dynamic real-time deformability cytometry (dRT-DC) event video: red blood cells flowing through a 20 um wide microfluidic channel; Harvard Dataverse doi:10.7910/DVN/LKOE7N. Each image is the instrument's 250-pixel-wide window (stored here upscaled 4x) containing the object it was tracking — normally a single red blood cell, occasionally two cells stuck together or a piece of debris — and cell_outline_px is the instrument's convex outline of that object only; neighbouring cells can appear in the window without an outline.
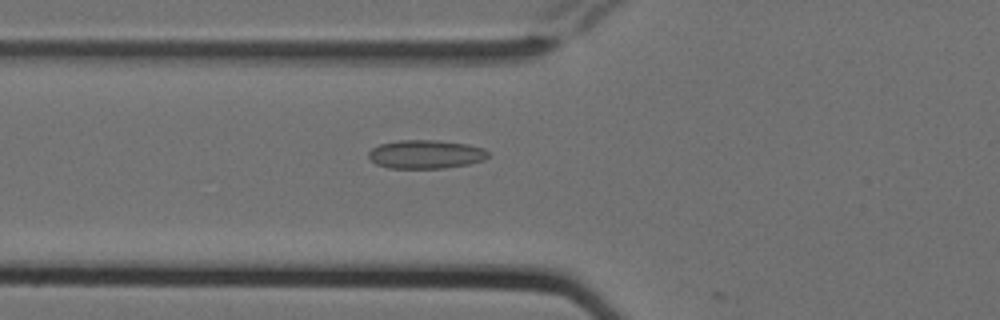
{"species": "Egyptian fruit bat (a non-hibernating species)", "species_latin": "Rousettus aegyptiacus", "temperature_condition": "cold", "stored_images_in_passage": 4, "camera_frame_rate_fps": 3000, "um_per_image_px": 0.085, "animal": {"sex": "female"}, "frame": {"image": 1, "passage_image": 3, "time_ms": 0.667, "image_size_px": [1000, 320], "cell_outline_px": [[488, 156], [484, 160], [468, 164], [444, 168], [388, 168], [376, 164], [368, 156], [368, 152], [372, 148], [380, 144], [400, 140], [436, 140], [468, 144], [484, 148], [488, 152]], "centroid_in_image_um": [36.19, 13.11], "position_along_channel_um": 89.6, "area_um2": 19.94}}